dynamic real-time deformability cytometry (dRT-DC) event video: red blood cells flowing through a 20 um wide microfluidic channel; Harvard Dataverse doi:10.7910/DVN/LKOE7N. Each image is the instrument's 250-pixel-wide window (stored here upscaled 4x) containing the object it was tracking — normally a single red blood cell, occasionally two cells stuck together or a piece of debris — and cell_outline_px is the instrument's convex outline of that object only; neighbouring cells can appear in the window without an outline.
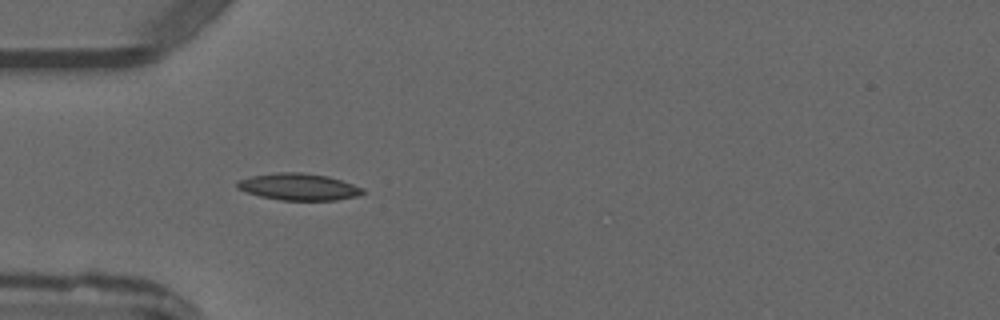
{"species": "common noctule bat (a hibernating species)", "species_latin": "Nyctalus noctula", "temperature_condition": "warm", "stored_images_in_passage": 6, "camera_frame_rate_fps": 3000, "um_per_image_px": 0.085, "animal": {"sex": "male", "forearm_length_mm": 52.5}, "frame": {"image": 1, "passage_image": 5, "time_ms": 4.333, "image_size_px": [1000, 320], "cell_outline_px": [[364, 192], [356, 196], [336, 200], [280, 200], [260, 196], [236, 188], [236, 180], [252, 176], [276, 172], [300, 172], [328, 176], [364, 188]], "centroid_in_image_um": [25.35, 15.87], "position_along_channel_um": 59.6, "area_um2": 19.54}}
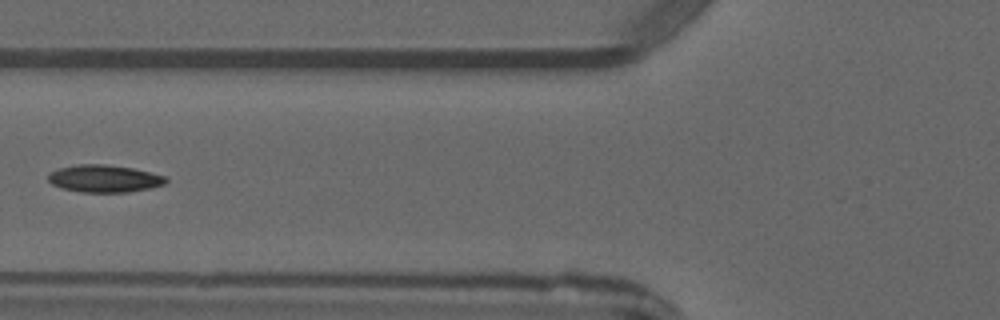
{"frame": {"image": 2, "passage_image": 6, "time_ms": 5.667, "image_size_px": [1000, 320], "cell_outline_px": [[168, 180], [164, 184], [148, 188], [128, 192], [80, 192], [60, 188], [52, 184], [48, 180], [48, 172], [56, 168], [76, 164], [108, 164], [132, 168], [168, 176]], "centroid_in_image_um": [8.82, 15.17], "position_along_channel_um": 117.0, "area_um2": 19.02}}